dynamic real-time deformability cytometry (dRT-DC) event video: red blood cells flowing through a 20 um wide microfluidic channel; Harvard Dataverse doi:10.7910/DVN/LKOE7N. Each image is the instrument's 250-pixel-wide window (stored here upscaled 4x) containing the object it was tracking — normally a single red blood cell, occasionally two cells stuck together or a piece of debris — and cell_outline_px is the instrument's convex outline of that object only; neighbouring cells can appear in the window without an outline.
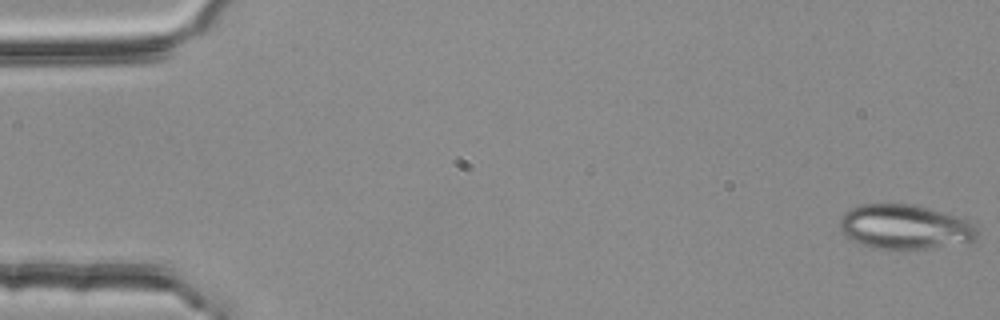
{"species": "common noctule bat (a hibernating species)", "species_latin": "Nyctalus noctula", "temperature_condition": "room temperature", "stored_images_in_passage": 5, "camera_frame_rate_fps": 3000, "um_per_image_px": 0.085, "animal": {"sex": "female", "body_mass_g": 25.1}, "frame": {"image": 1, "passage_image": 1, "time_ms": 0.0, "image_size_px": [1000, 320], "cell_outline_px": [[976, 236], [972, 240], [928, 248], [904, 252], [872, 248], [852, 240], [840, 228], [840, 216], [848, 208], [864, 204], [912, 204], [940, 212], [976, 224]], "centroid_in_image_um": [76.82, 19.31], "position_along_channel_um": 8.2, "area_um2": 35.55}}